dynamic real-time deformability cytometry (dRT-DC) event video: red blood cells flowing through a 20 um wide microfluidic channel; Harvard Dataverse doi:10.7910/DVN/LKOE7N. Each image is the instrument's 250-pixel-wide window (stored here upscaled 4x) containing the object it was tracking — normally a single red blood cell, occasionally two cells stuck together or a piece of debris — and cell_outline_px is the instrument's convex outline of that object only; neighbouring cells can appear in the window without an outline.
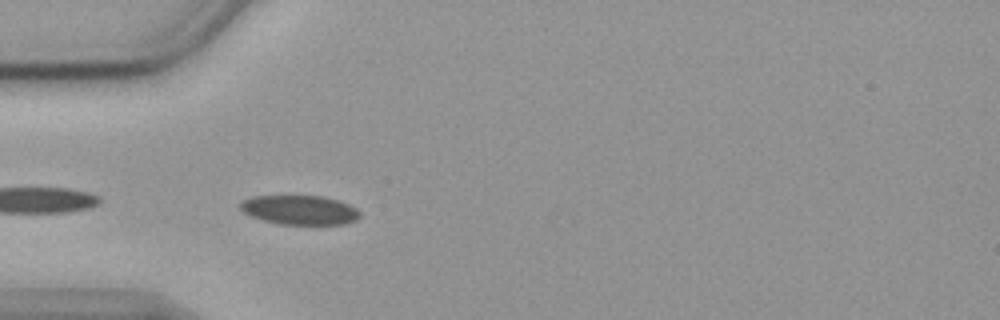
{"species": "common noctule bat (a hibernating species)", "species_latin": "Nyctalus noctula", "temperature_condition": "cold", "stored_images_in_passage": 10, "camera_frame_rate_fps": 3000, "um_per_image_px": 0.085, "animal": {"sex": "female", "body_mass_g": 19.9}, "frame": {"image": 1, "passage_image": 2, "time_ms": 0.333, "image_size_px": [1000, 320], "cell_outline_px": [[360, 216], [356, 220], [344, 224], [280, 224], [264, 220], [252, 216], [244, 212], [240, 208], [240, 200], [252, 196], [324, 196], [348, 204], [356, 208], [360, 212]], "centroid_in_image_um": [25.47, 17.84], "position_along_channel_um": 59.5, "area_um2": 20.35}}